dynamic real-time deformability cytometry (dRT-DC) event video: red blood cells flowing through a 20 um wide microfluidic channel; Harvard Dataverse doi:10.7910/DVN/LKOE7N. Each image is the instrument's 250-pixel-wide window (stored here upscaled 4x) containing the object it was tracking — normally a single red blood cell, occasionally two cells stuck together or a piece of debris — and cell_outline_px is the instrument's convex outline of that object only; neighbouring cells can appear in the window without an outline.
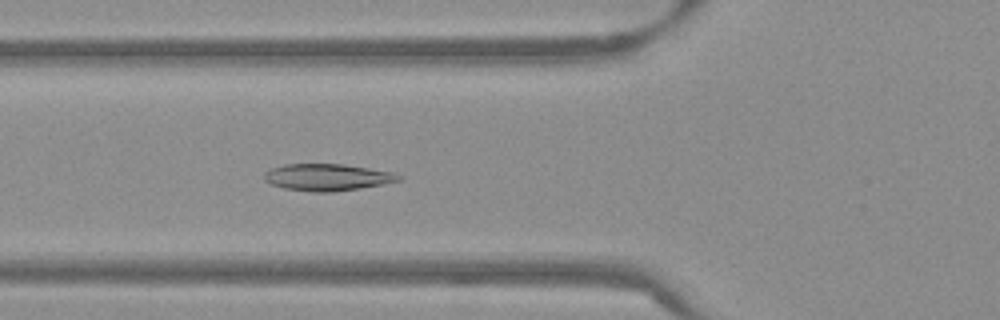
{"species": "Egyptian fruit bat (a non-hibernating species)", "species_latin": "Rousettus aegyptiacus", "temperature_condition": "warm", "stored_images_in_passage": 54, "camera_frame_rate_fps": 3000, "um_per_image_px": 0.085, "frame": {"image": 1, "passage_image": 20, "time_ms": 6.333, "image_size_px": [1000, 320], "cell_outline_px": [[400, 180], [384, 184], [360, 188], [332, 192], [312, 192], [284, 188], [272, 184], [264, 180], [264, 172], [272, 168], [284, 164], [344, 164], [392, 172], [400, 176]], "centroid_in_image_um": [27.79, 15.07], "position_along_channel_um": 98.0, "area_um2": 20.92}}
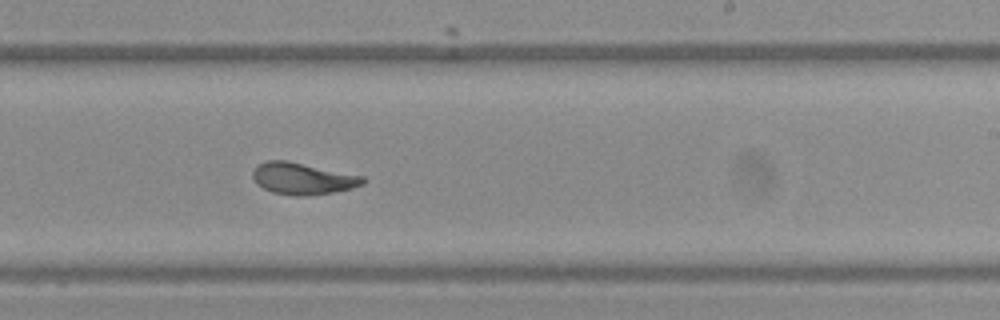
{"frame": {"image": 2, "passage_image": 33, "time_ms": 10.667, "image_size_px": [1000, 320], "cell_outline_px": [[368, 180], [364, 184], [352, 188], [332, 192], [308, 196], [292, 196], [272, 192], [256, 184], [252, 176], [252, 172], [260, 164], [268, 160], [288, 160], [364, 176]], "centroid_in_image_um": [25.75, 15.18], "position_along_channel_um": 263.2, "area_um2": 20.52}}
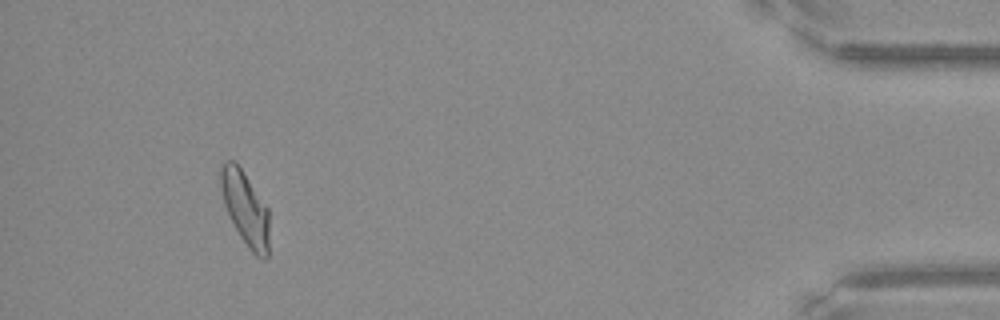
{"frame": {"image": 3, "passage_image": 50, "time_ms": 16.333, "image_size_px": [1000, 320], "cell_outline_px": [[268, 256], [264, 260], [256, 256], [248, 248], [240, 236], [224, 204], [216, 172], [220, 164], [228, 160], [232, 160], [240, 168], [268, 208]], "centroid_in_image_um": [20.8, 17.67], "position_along_channel_um": 414.4, "area_um2": 20.87}, "authors_computed_cell_mechanics": {"area_um2": 20.9814, "velocity_mm_per_s": 3.8061, "shape_relaxation_time_tau1_ms": 4.7509, "shape_relaxation_time_tau2_ms": 1.4755, "deformation_change_tau1": 0.1633, "deformation_change_tau2": 0.0753}}